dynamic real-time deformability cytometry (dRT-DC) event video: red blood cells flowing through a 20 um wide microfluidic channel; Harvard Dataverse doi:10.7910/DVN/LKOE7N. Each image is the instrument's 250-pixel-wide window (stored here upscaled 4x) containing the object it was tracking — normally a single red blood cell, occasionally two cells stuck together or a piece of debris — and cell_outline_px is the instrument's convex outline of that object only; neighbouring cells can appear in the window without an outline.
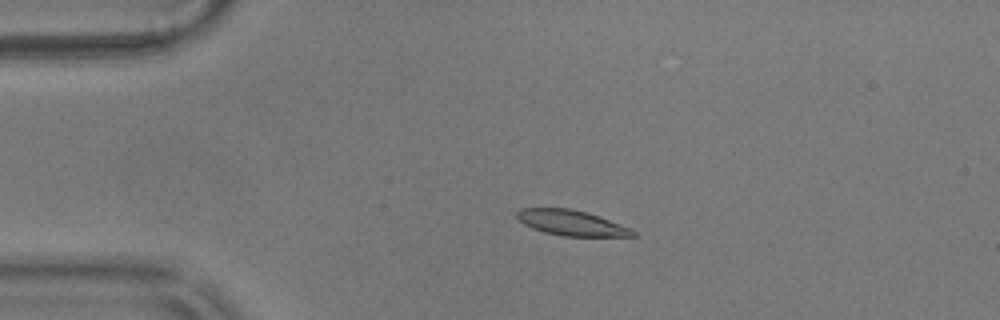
{"species": "common noctule bat (a hibernating species)", "species_latin": "Nyctalus noctula", "temperature_condition": "warm", "stored_images_in_passage": 51, "camera_frame_rate_fps": 3000, "um_per_image_px": 0.085, "animal": {"sex": "male", "body_mass_g": 17.9}, "frame": {"image": 1, "passage_image": 7, "time_ms": 2.0, "image_size_px": [1000, 320], "cell_outline_px": [[636, 236], [564, 236], [544, 232], [532, 228], [524, 224], [516, 216], [516, 212], [520, 208], [568, 208], [588, 212], [632, 228], [636, 232]], "centroid_in_image_um": [48.58, 18.94], "position_along_channel_um": 36.4, "area_um2": 17.17}}
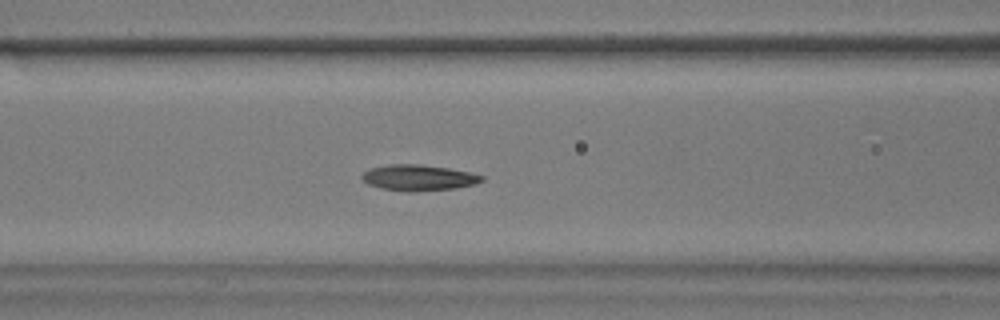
{"frame": {"image": 2, "passage_image": 18, "time_ms": 5.667, "image_size_px": [1000, 320], "cell_outline_px": [[484, 180], [476, 184], [456, 188], [408, 192], [380, 188], [368, 184], [360, 176], [368, 168], [388, 164], [420, 164], [448, 168], [468, 172], [484, 176]], "centroid_in_image_um": [35.55, 15.1], "position_along_channel_um": 131.0, "area_um2": 18.15}}
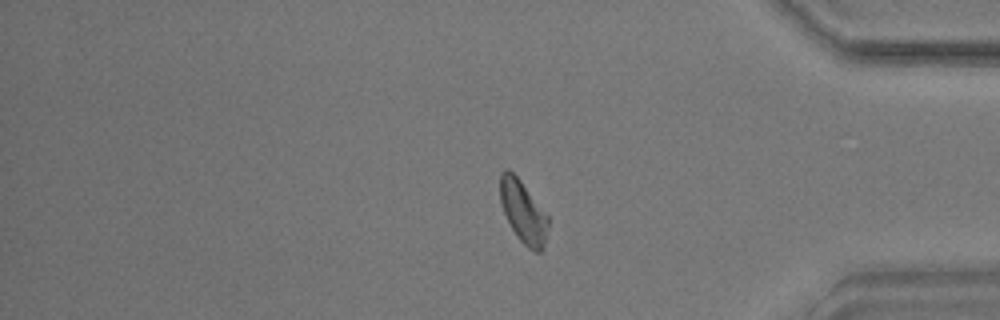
{"frame": {"image": 3, "passage_image": 42, "time_ms": 13.667, "image_size_px": [1000, 320], "cell_outline_px": [[548, 224], [544, 248], [540, 252], [536, 252], [528, 248], [516, 236], [504, 212], [500, 200], [500, 172], [504, 168], [508, 168], [520, 180], [548, 216]], "centroid_in_image_um": [44.46, 18.0], "position_along_channel_um": 390.7, "area_um2": 17.22}, "authors_computed_cell_mechanics": {"area_um2": 17.629, "velocity_mm_per_s": 3.531, "shape_relaxation_time_tau1_ms": 3.9349, "shape_relaxation_time_tau2_ms": 4.1798, "deformation_change_tau1": 0.1229, "deformation_change_tau2": 0.1002}}